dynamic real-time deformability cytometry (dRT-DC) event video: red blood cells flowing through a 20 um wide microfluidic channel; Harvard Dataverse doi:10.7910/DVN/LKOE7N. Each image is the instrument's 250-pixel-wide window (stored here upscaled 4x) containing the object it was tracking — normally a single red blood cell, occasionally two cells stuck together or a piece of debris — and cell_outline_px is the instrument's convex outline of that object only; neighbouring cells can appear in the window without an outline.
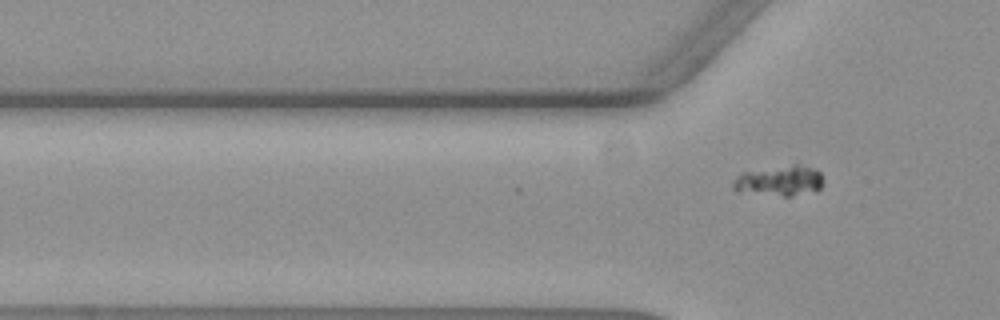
{"species": "common noctule bat (a hibernating species)", "species_latin": "Nyctalus noctula", "temperature_condition": "warm", "stored_images_in_passage": 19, "camera_frame_rate_fps": 3000, "um_per_image_px": 0.085, "animal": {"sex": "female", "body_mass_g": 19.3, "forearm_length_mm": 54.1}, "frame": {"image": 1, "passage_image": 19, "time_ms": 6.0, "image_size_px": [1000, 320], "cell_outline_px": [[824, 180], [820, 188], [816, 192], [792, 196], [784, 196], [736, 192], [732, 188], [732, 180], [736, 176], [744, 172], [796, 164], [800, 164], [816, 168], [820, 172]], "centroid_in_image_um": [66.28, 15.38], "position_along_channel_um": 59.5, "area_um2": 16.3}}